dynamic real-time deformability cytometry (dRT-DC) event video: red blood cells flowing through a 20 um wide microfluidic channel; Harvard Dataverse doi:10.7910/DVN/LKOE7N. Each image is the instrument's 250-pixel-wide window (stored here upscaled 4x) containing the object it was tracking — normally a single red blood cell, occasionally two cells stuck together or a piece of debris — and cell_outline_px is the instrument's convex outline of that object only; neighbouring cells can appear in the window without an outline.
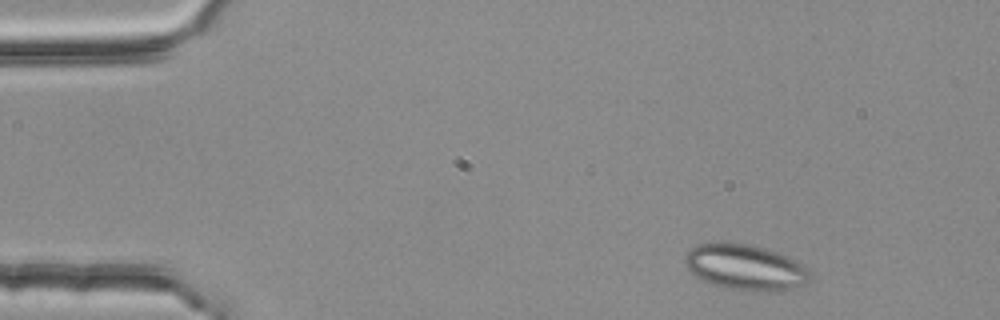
{"species": "common noctule bat (a hibernating species)", "species_latin": "Nyctalus noctula", "temperature_condition": "room temperature", "stored_images_in_passage": 3, "camera_frame_rate_fps": 3000, "um_per_image_px": 0.085, "animal": {"sex": "female", "body_mass_g": 25.1}, "frame": {"image": 1, "passage_image": 1, "time_ms": 0.0, "image_size_px": [1000, 320], "cell_outline_px": [[812, 280], [804, 284], [792, 288], [776, 292], [772, 292], [724, 288], [708, 284], [696, 276], [684, 264], [684, 256], [692, 248], [700, 244], [724, 240], [748, 244], [780, 252], [804, 264], [808, 268]], "centroid_in_image_um": [63.37, 22.7], "position_along_channel_um": 21.6, "area_um2": 33.99}}